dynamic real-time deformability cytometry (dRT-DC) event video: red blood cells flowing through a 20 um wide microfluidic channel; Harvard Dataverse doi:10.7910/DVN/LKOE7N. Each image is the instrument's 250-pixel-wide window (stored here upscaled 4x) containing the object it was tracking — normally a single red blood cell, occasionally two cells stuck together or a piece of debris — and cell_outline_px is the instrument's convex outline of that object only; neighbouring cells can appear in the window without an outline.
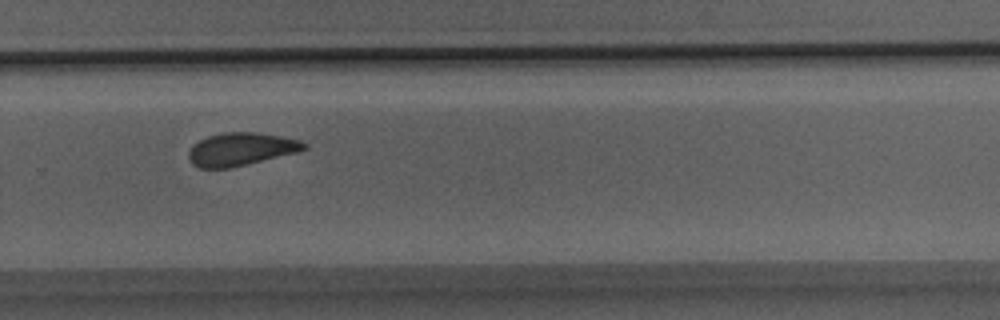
{"species": "Egyptian fruit bat (a non-hibernating species)", "species_latin": "Rousettus aegyptiacus", "temperature_condition": "room temperature", "stored_images_in_passage": 29, "camera_frame_rate_fps": 3000, "um_per_image_px": 0.085, "animal": {"sex": "male"}, "frame": {"image": 1, "passage_image": 19, "time_ms": 6.0, "image_size_px": [1000, 320], "cell_outline_px": [[308, 148], [296, 152], [232, 168], [200, 168], [192, 164], [188, 156], [188, 152], [200, 140], [208, 136], [224, 132], [260, 132], [300, 140], [308, 144]], "centroid_in_image_um": [20.5, 12.68], "position_along_channel_um": 309.3, "area_um2": 22.08}}
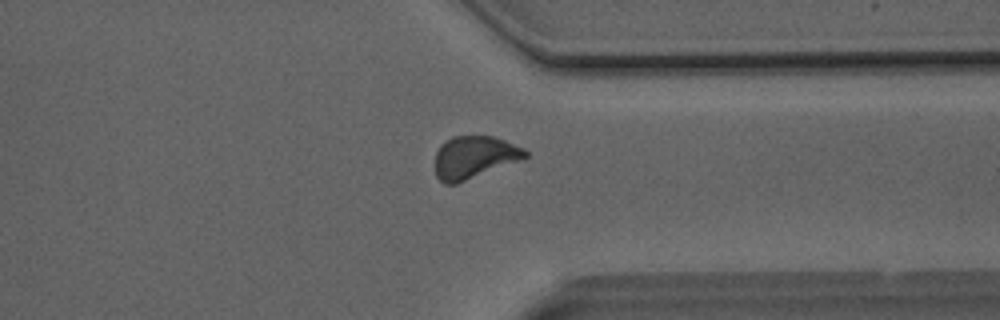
{"frame": {"image": 2, "passage_image": 22, "time_ms": 7.0, "image_size_px": [1000, 320], "cell_outline_px": [[528, 156], [520, 160], [456, 184], [444, 184], [436, 176], [436, 152], [440, 144], [452, 136], [492, 136], [504, 140], [524, 148], [528, 152]], "centroid_in_image_um": [40.29, 13.36], "position_along_channel_um": 371.1, "area_um2": 22.2}}
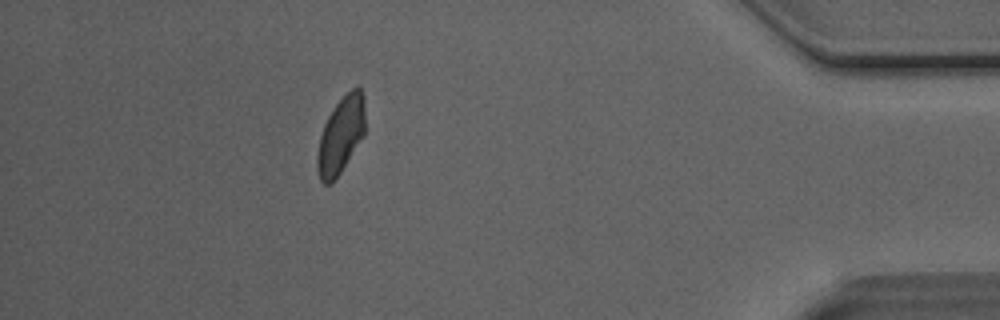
{"frame": {"image": 3, "passage_image": 26, "time_ms": 8.333, "image_size_px": [1000, 320], "cell_outline_px": [[364, 136], [332, 184], [324, 184], [320, 180], [316, 168], [316, 156], [320, 136], [324, 124], [328, 116], [336, 104], [356, 84], [360, 88], [364, 96]], "centroid_in_image_um": [28.96, 11.51], "position_along_channel_um": 406.2, "area_um2": 21.39}}